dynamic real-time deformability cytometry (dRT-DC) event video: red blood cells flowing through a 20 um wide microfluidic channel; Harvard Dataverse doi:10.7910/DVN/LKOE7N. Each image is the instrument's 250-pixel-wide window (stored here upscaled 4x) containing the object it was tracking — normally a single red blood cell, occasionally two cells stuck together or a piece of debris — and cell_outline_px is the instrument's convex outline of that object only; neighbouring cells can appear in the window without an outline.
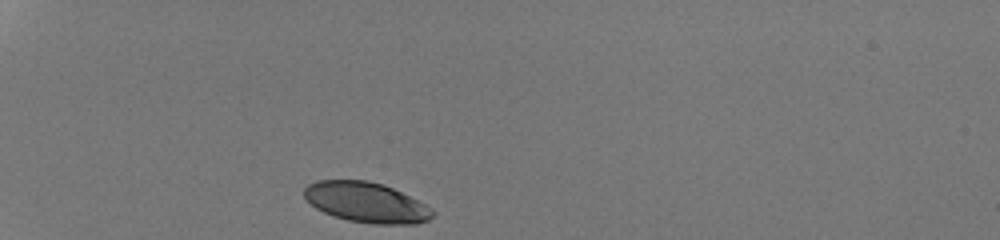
{"species": "human", "species_latin": "Homo sapiens", "temperature_condition": "room temperature", "stored_images_in_passage": 29, "camera_frame_rate_fps": 3000, "um_per_image_px": 0.085, "donor": {"sex": "male"}, "frame": {"image": 1, "passage_image": 1, "time_ms": 0.0, "image_size_px": [1000, 240], "cell_outline_px": [[436, 212], [428, 220], [416, 224], [372, 224], [348, 220], [324, 212], [316, 208], [304, 196], [304, 188], [308, 184], [316, 180], [368, 180], [384, 184], [432, 208]], "centroid_in_image_um": [31.13, 17.2], "position_along_channel_um": 53.9, "area_um2": 29.94}}
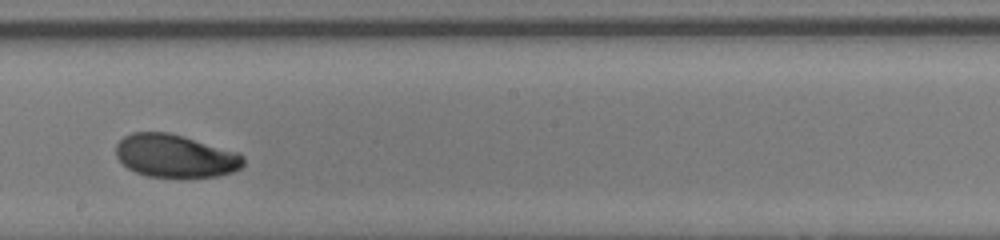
{"frame": {"image": 2, "passage_image": 17, "time_ms": 5.333, "image_size_px": [1000, 240], "cell_outline_px": [[244, 164], [240, 168], [232, 172], [220, 176], [148, 176], [136, 172], [128, 168], [116, 156], [116, 144], [124, 136], [132, 132], [168, 132], [240, 152], [244, 156]], "centroid_in_image_um": [14.92, 13.24], "position_along_channel_um": 233.3, "area_um2": 31.73}}
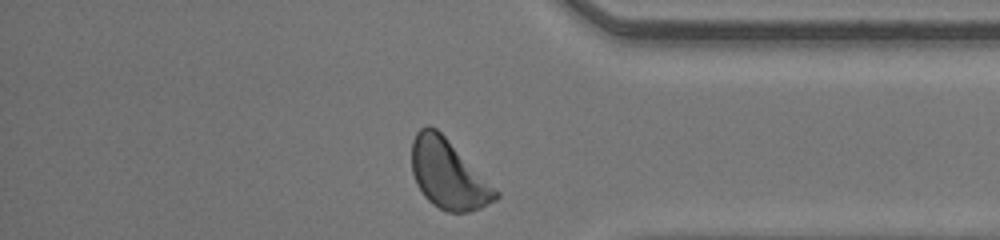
{"frame": {"image": 3, "passage_image": 29, "time_ms": 9.333, "image_size_px": [1000, 240], "cell_outline_px": [[500, 196], [496, 200], [480, 208], [468, 212], [448, 212], [432, 204], [424, 196], [416, 184], [412, 172], [412, 140], [416, 132], [420, 128], [428, 124], [436, 128], [500, 192]], "centroid_in_image_um": [38.09, 14.81], "position_along_channel_um": 397.1, "area_um2": 33.64}, "authors_computed_cell_mechanics": {"area_um2": 32.2524, "velocity_mm_per_s": 4.2301, "shape_relaxation_time_tau1_ms": 2.5497, "shape_relaxation_time_tau2_ms": null, "deformation_change_tau1": 0.1194, "deformation_change_tau2": null}}